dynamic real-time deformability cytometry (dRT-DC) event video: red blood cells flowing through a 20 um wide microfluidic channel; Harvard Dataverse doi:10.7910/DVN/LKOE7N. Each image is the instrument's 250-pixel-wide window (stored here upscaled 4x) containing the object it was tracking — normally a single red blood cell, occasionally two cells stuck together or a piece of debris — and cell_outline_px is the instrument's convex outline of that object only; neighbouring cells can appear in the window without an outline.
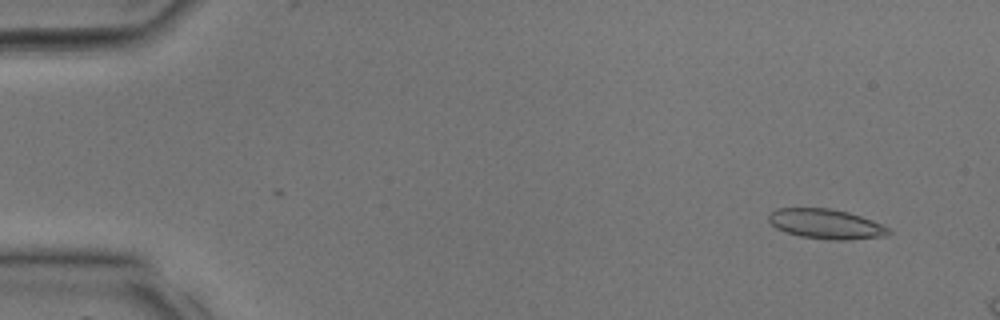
{"species": "common noctule bat (a hibernating species)", "species_latin": "Nyctalus noctula", "temperature_condition": "room temperature", "stored_images_in_passage": 7, "camera_frame_rate_fps": 3000, "um_per_image_px": 0.085, "animal": {"sex": "male", "body_mass_g": 17.9, "forearm_length_mm": 54.2}, "frame": {"image": 1, "passage_image": 3, "time_ms": 0.667, "image_size_px": [1000, 320], "cell_outline_px": [[892, 232], [884, 236], [848, 240], [832, 240], [800, 236], [784, 232], [776, 228], [768, 220], [768, 212], [776, 208], [828, 208], [848, 212], [872, 220], [888, 228]], "centroid_in_image_um": [70.16, 19.03], "position_along_channel_um": 14.8, "area_um2": 20.87}}